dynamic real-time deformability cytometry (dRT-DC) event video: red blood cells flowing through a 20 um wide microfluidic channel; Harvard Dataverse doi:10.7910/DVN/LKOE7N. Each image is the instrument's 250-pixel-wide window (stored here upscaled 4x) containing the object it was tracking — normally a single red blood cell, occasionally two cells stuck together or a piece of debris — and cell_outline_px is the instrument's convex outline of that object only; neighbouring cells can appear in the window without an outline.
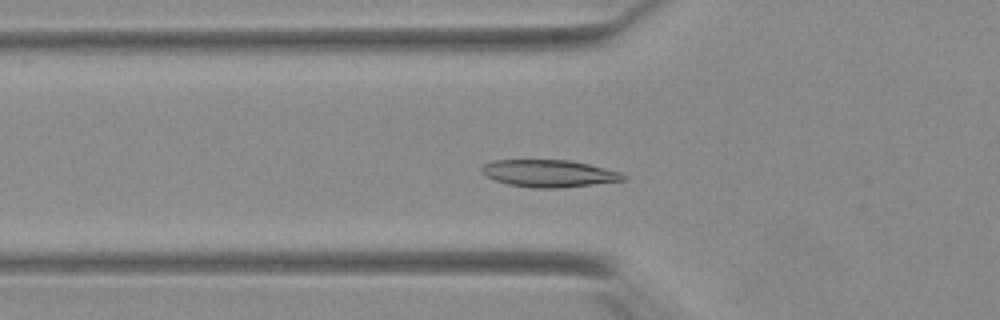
{"species": "Egyptian fruit bat (a non-hibernating species)", "species_latin": "Rousettus aegyptiacus", "temperature_condition": "warm", "stored_images_in_passage": 55, "camera_frame_rate_fps": 3000, "um_per_image_px": 0.085, "animal": {"sex": "female"}, "frame": {"image": 1, "passage_image": 20, "time_ms": 6.333, "image_size_px": [1000, 320], "cell_outline_px": [[628, 176], [624, 180], [560, 188], [532, 188], [508, 184], [484, 176], [480, 172], [480, 168], [484, 164], [492, 160], [568, 160], [588, 164], [620, 172]], "centroid_in_image_um": [46.61, 14.74], "position_along_channel_um": 79.2, "area_um2": 22.43}}
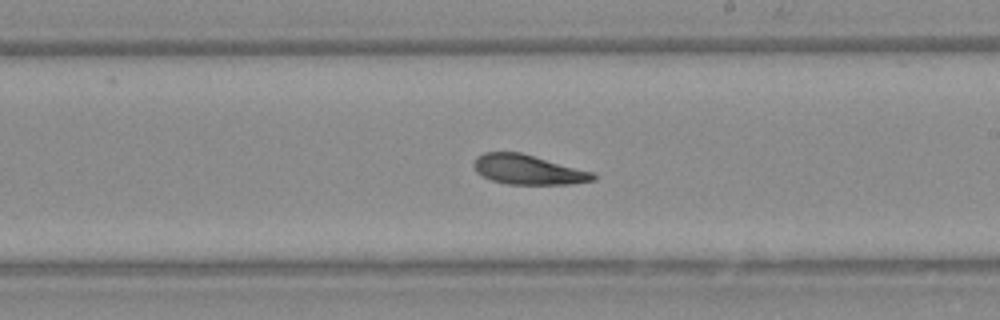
{"frame": {"image": 2, "passage_image": 33, "time_ms": 10.667, "image_size_px": [1000, 320], "cell_outline_px": [[596, 180], [572, 184], [508, 184], [492, 180], [476, 172], [472, 164], [476, 156], [484, 152], [520, 152], [592, 172], [596, 176]], "centroid_in_image_um": [44.85, 14.42], "position_along_channel_um": 244.1, "area_um2": 20.52}}
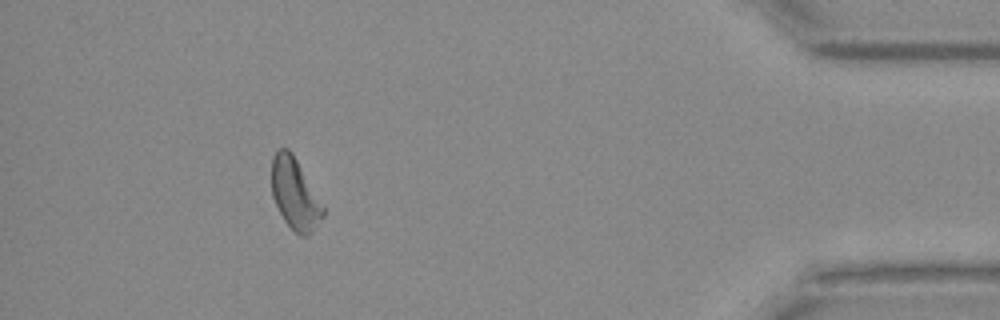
{"frame": {"image": 3, "passage_image": 50, "time_ms": 16.333, "image_size_px": [1000, 320], "cell_outline_px": [[324, 216], [308, 236], [300, 236], [284, 220], [272, 196], [272, 160], [276, 152], [280, 148], [288, 148], [292, 152], [324, 208]], "centroid_in_image_um": [25.06, 16.49], "position_along_channel_um": 410.1, "area_um2": 20.81}, "authors_computed_cell_mechanics": {"area_um2": 21.2126, "velocity_mm_per_s": 3.8215, "shape_relaxation_time_tau1_ms": 7.1687, "shape_relaxation_time_tau2_ms": 4.3049, "deformation_change_tau1": 0.1369, "deformation_change_tau2": 0.1076}}